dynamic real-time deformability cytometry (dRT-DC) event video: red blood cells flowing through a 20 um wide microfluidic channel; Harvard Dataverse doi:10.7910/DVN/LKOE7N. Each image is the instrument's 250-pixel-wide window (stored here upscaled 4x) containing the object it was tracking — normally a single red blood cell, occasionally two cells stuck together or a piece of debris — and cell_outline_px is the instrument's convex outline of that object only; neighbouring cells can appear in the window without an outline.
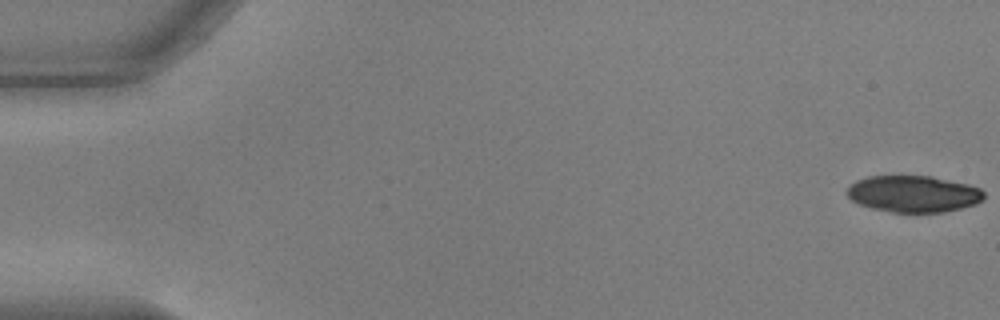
{"species": "common noctule bat (a hibernating species)", "species_latin": "Nyctalus noctula", "temperature_condition": "warm", "stored_images_in_passage": 55, "camera_frame_rate_fps": 3000, "um_per_image_px": 0.085, "animal": {"sex": "male", "body_mass_g": 17.9, "forearm_length_mm": 54.2}, "frame": {"image": 1, "passage_image": 1, "time_ms": 0.0, "image_size_px": [1000, 320], "cell_outline_px": [[984, 200], [976, 204], [944, 212], [892, 212], [872, 208], [860, 204], [852, 200], [844, 192], [848, 184], [856, 180], [868, 176], [932, 176], [968, 184], [980, 188], [984, 192]], "centroid_in_image_um": [77.62, 16.47], "position_along_channel_um": 7.4, "area_um2": 29.42}}
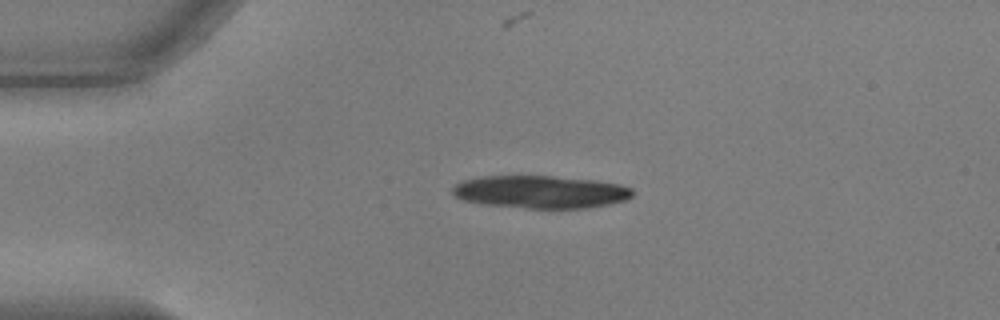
{"frame": {"image": 2, "passage_image": 13, "time_ms": 4.0, "image_size_px": [1000, 320], "cell_outline_px": [[632, 196], [628, 200], [588, 208], [524, 208], [480, 204], [464, 200], [456, 196], [452, 192], [452, 188], [460, 180], [480, 176], [552, 176], [596, 180], [620, 184], [632, 188]], "centroid_in_image_um": [45.94, 16.31], "position_along_channel_um": 39.1, "area_um2": 34.56}}
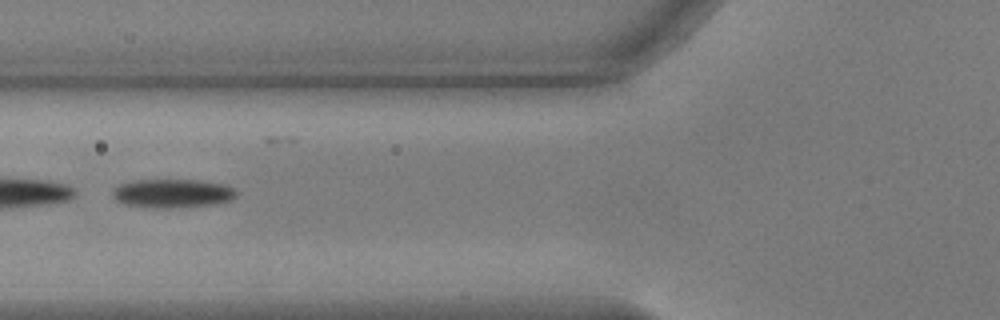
{"frame": {"image": 3, "passage_image": 22, "time_ms": 7.0, "image_size_px": [1000, 320], "cell_outline_px": [[236, 196], [232, 200], [212, 204], [168, 208], [164, 208], [124, 204], [116, 200], [112, 196], [112, 192], [120, 184], [132, 180], [200, 180], [224, 184], [232, 188], [236, 192]], "centroid_in_image_um": [14.66, 16.42], "position_along_channel_um": 111.1, "area_um2": 20.46}, "authors_computed_cell_mechanics": {"area_um2": 22.542, "velocity_mm_per_s": 3.704, "shape_relaxation_time_tau1_ms": 3.1583, "shape_relaxation_time_tau2_ms": 8.5606, "deformation_change_tau1": 0.1618, "deformation_change_tau2": 0.1499}}